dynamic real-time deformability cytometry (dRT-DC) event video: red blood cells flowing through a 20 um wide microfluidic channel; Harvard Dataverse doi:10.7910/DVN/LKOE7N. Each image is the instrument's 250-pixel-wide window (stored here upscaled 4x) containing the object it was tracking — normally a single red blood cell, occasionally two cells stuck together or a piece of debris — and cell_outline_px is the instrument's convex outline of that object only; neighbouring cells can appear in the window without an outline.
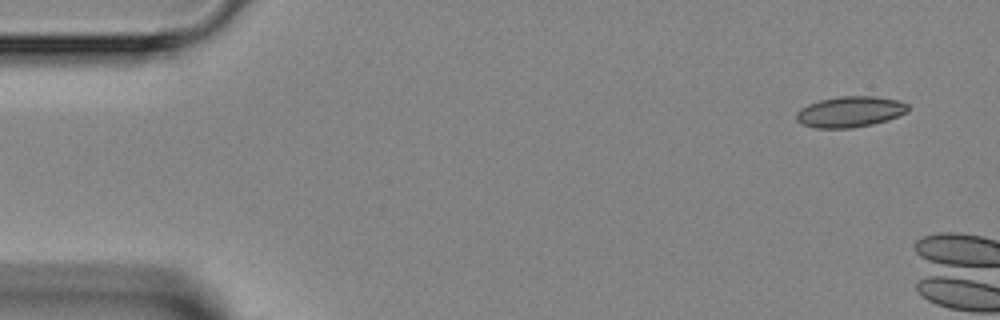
{"species": "Egyptian fruit bat (a non-hibernating species)", "species_latin": "Rousettus aegyptiacus", "temperature_condition": "room temperature", "stored_images_in_passage": 3, "camera_frame_rate_fps": 3000, "um_per_image_px": 0.085, "animal": {"sex": "female"}, "frame": {"image": 1, "passage_image": 1, "time_ms": 0.0, "image_size_px": [1000, 320], "cell_outline_px": [[908, 112], [888, 120], [872, 124], [852, 128], [816, 128], [804, 124], [796, 120], [796, 112], [800, 108], [808, 104], [820, 100], [840, 96], [876, 96], [896, 100], [908, 104]], "centroid_in_image_um": [72.25, 9.5], "position_along_channel_um": 12.7, "area_um2": 20.06}}